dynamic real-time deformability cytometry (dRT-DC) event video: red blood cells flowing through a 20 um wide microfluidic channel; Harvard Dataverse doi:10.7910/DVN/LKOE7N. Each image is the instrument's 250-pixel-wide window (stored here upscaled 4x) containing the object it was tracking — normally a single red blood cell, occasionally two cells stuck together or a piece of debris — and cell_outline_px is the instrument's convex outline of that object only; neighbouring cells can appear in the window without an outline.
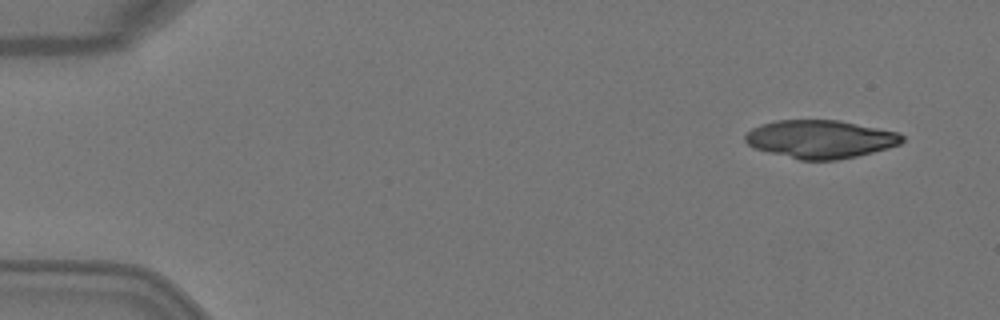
{"species": "Egyptian fruit bat (a non-hibernating species)", "species_latin": "Rousettus aegyptiacus", "temperature_condition": "warm", "stored_images_in_passage": 3, "camera_frame_rate_fps": 3000, "um_per_image_px": 0.085, "animal": {"sex": "female"}, "frame": {"image": 1, "passage_image": 1, "time_ms": 0.0, "image_size_px": [1000, 320], "cell_outline_px": [[904, 140], [900, 144], [888, 148], [856, 156], [836, 160], [800, 160], [768, 152], [756, 148], [748, 144], [744, 140], [744, 136], [752, 128], [760, 124], [776, 120], [840, 120], [900, 132], [904, 136]], "centroid_in_image_um": [69.75, 11.82], "position_along_channel_um": 15.2, "area_um2": 34.97}}